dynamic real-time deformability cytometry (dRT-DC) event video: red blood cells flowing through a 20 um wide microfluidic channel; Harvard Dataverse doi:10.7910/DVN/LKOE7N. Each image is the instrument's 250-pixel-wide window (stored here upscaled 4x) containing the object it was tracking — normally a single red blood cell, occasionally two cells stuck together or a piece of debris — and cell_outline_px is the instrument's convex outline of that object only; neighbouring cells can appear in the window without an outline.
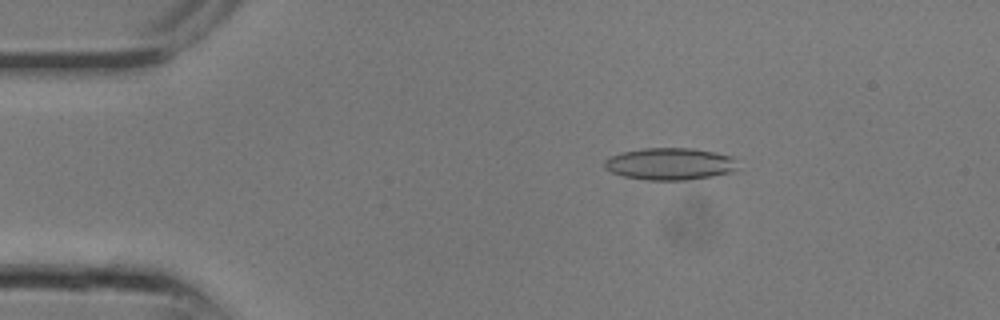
{"species": "common noctule bat (a hibernating species)", "species_latin": "Nyctalus noctula", "temperature_condition": "room temperature", "stored_images_in_passage": 15, "camera_frame_rate_fps": 3000, "um_per_image_px": 0.085, "animal": {"sex": "male", "body_mass_g": 13.3}, "frame": {"image": 1, "passage_image": 4, "time_ms": 1.0, "image_size_px": [1000, 320], "cell_outline_px": [[736, 172], [688, 180], [648, 180], [624, 176], [612, 172], [604, 168], [604, 160], [608, 156], [620, 152], [644, 148], [692, 148], [716, 152], [732, 156], [736, 168]], "centroid_in_image_um": [56.92, 13.93], "position_along_channel_um": 28.1, "area_um2": 25.09}}
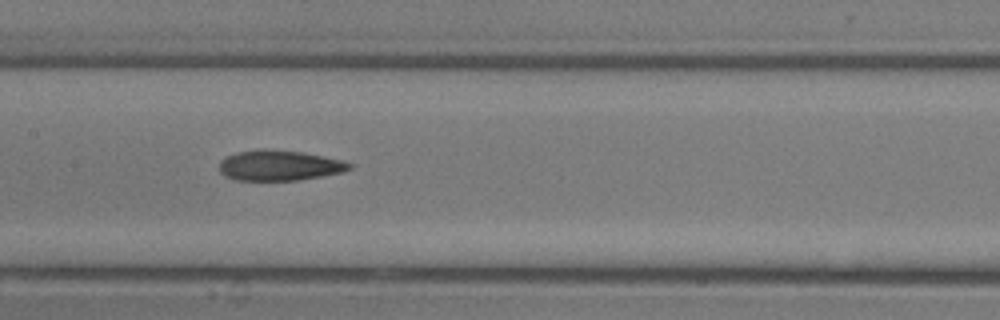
{"frame": {"image": 2, "passage_image": 12, "time_ms": 3.667, "image_size_px": [1000, 320], "cell_outline_px": [[352, 168], [344, 172], [296, 180], [232, 180], [224, 176], [220, 172], [220, 160], [236, 152], [264, 148], [304, 152], [344, 160], [352, 164]], "centroid_in_image_um": [23.75, 14.05], "position_along_channel_um": 183.7, "area_um2": 23.24}}
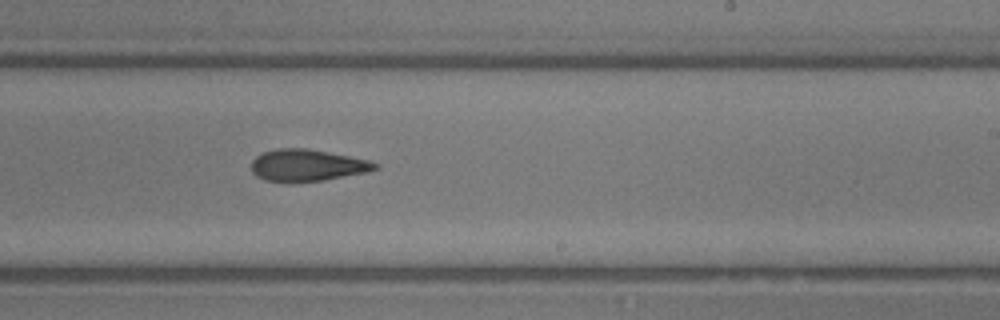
{"frame": {"image": 3, "passage_image": 15, "time_ms": 4.667, "image_size_px": [1000, 320], "cell_outline_px": [[380, 168], [368, 172], [324, 180], [264, 180], [256, 176], [252, 172], [252, 160], [256, 156], [264, 152], [276, 148], [308, 148], [368, 160], [380, 164]], "centroid_in_image_um": [26.15, 14.02], "position_along_channel_um": 262.9, "area_um2": 22.54}}